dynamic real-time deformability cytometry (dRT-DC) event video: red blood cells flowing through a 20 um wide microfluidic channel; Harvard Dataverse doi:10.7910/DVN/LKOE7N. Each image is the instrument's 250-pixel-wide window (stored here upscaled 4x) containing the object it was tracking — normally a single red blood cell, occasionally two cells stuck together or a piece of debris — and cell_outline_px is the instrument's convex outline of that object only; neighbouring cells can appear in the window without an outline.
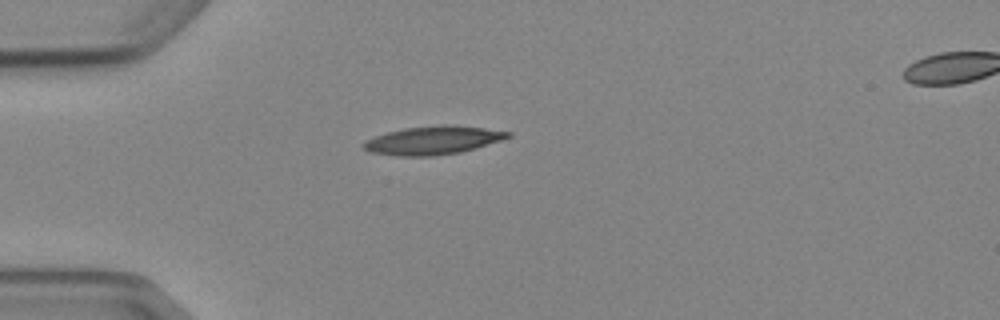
{"species": "Egyptian fruit bat (a non-hibernating species)", "species_latin": "Rousettus aegyptiacus", "temperature_condition": "cold", "stored_images_in_passage": 4, "camera_frame_rate_fps": 3000, "um_per_image_px": 0.085, "animal": {"sex": "female"}, "frame": {"image": 1, "passage_image": 4, "time_ms": 4.667, "image_size_px": [1000, 320], "cell_outline_px": [[512, 136], [476, 148], [460, 152], [432, 156], [396, 156], [372, 152], [364, 148], [360, 144], [364, 140], [388, 132], [404, 128], [440, 124], [452, 124], [484, 128], [512, 132]], "centroid_in_image_um": [36.8, 11.91], "position_along_channel_um": 48.2, "area_um2": 23.93}}